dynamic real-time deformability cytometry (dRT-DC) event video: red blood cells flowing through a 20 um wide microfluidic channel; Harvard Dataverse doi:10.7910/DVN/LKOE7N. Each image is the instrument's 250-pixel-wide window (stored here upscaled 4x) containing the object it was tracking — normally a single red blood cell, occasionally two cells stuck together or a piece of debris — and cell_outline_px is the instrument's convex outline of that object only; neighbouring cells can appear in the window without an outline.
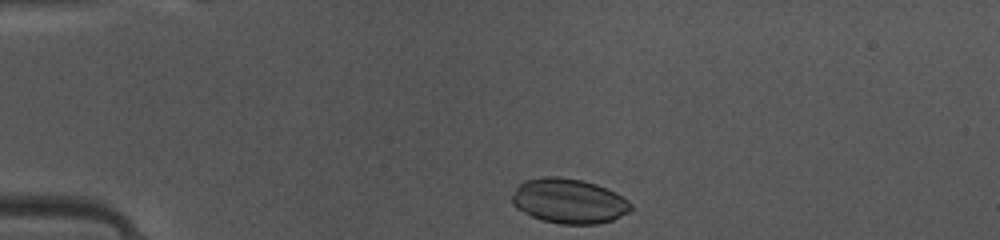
{"species": "common noctule bat (a hibernating species)", "species_latin": "Nyctalus noctula", "temperature_condition": "warm", "stored_images_in_passage": 39, "camera_frame_rate_fps": 3000, "um_per_image_px": 0.085, "animal": {"sex": "female", "body_mass_g": 10.0, "forearm_length_mm": 53.1}, "frame": {"image": 1, "passage_image": 1, "time_ms": 0.0, "image_size_px": [1000, 240], "cell_outline_px": [[632, 208], [628, 212], [612, 220], [596, 224], [560, 224], [544, 220], [532, 216], [516, 208], [512, 204], [512, 196], [516, 188], [524, 180], [544, 176], [556, 176], [580, 180], [596, 184], [616, 192], [628, 200], [632, 204]], "centroid_in_image_um": [48.36, 17.08], "position_along_channel_um": 36.6, "area_um2": 30.92}}
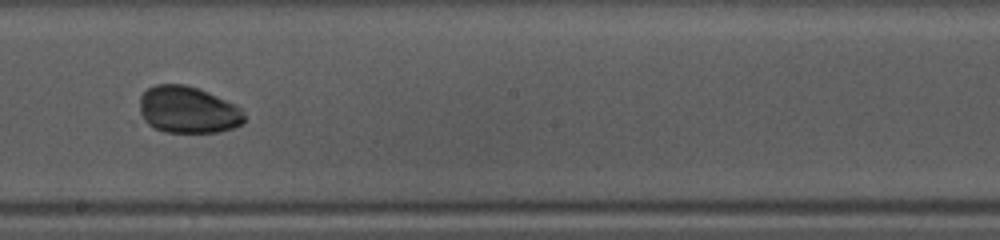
{"frame": {"image": 2, "passage_image": 18, "time_ms": 5.667, "image_size_px": [1000, 240], "cell_outline_px": [[244, 124], [232, 128], [216, 132], [164, 132], [152, 128], [144, 120], [140, 112], [140, 96], [148, 88], [156, 84], [184, 84], [200, 88], [236, 104], [240, 108], [244, 116]], "centroid_in_image_um": [15.97, 9.33], "position_along_channel_um": 232.2, "area_um2": 28.84}}
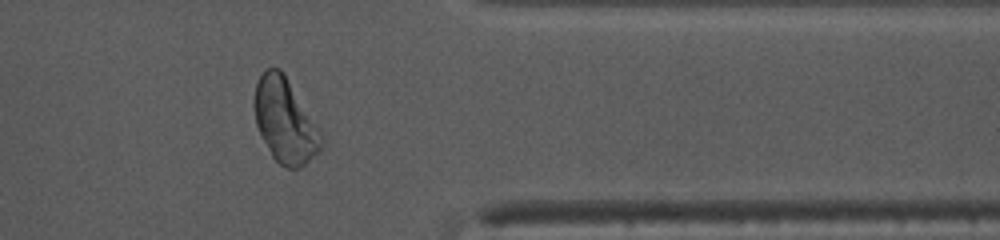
{"frame": {"image": 3, "passage_image": 30, "time_ms": 9.667, "image_size_px": [1000, 240], "cell_outline_px": [[324, 144], [320, 152], [300, 168], [288, 168], [280, 164], [272, 156], [260, 136], [256, 124], [252, 104], [252, 100], [256, 84], [260, 76], [268, 68], [280, 68], [284, 72], [320, 128], [324, 136]], "centroid_in_image_um": [24.24, 10.27], "position_along_channel_um": 387.2, "area_um2": 33.64}}